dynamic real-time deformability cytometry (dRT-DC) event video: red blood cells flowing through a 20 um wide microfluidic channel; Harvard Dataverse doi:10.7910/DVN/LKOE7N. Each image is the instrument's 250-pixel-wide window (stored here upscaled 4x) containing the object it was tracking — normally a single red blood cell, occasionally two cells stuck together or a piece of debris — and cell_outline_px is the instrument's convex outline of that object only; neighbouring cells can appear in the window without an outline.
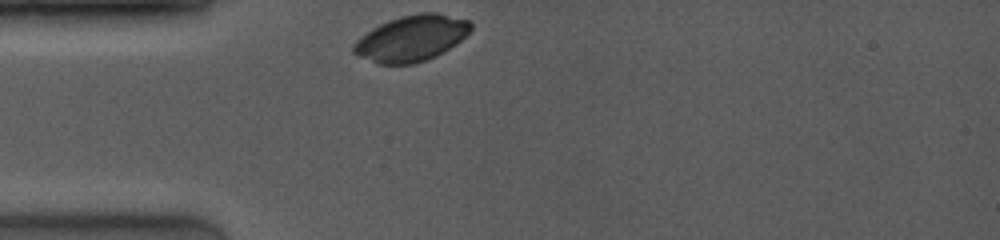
{"species": "common noctule bat (a hibernating species)", "species_latin": "Nyctalus noctula", "temperature_condition": "room temperature", "stored_images_in_passage": 6, "camera_frame_rate_fps": 4000, "um_per_image_px": 0.085, "animal": {"sex": "female", "body_mass_g": 19.0, "forearm_length_mm": 53.3}, "frame": {"image": 1, "passage_image": 1, "time_ms": 0.0, "image_size_px": [1000, 240], "cell_outline_px": [[472, 28], [456, 44], [444, 52], [428, 60], [412, 64], [376, 64], [356, 56], [352, 52], [352, 44], [356, 40], [372, 28], [388, 20], [400, 16], [420, 12], [436, 12], [468, 20], [472, 24]], "centroid_in_image_um": [34.93, 3.27], "position_along_channel_um": 50.1, "area_um2": 31.62}}